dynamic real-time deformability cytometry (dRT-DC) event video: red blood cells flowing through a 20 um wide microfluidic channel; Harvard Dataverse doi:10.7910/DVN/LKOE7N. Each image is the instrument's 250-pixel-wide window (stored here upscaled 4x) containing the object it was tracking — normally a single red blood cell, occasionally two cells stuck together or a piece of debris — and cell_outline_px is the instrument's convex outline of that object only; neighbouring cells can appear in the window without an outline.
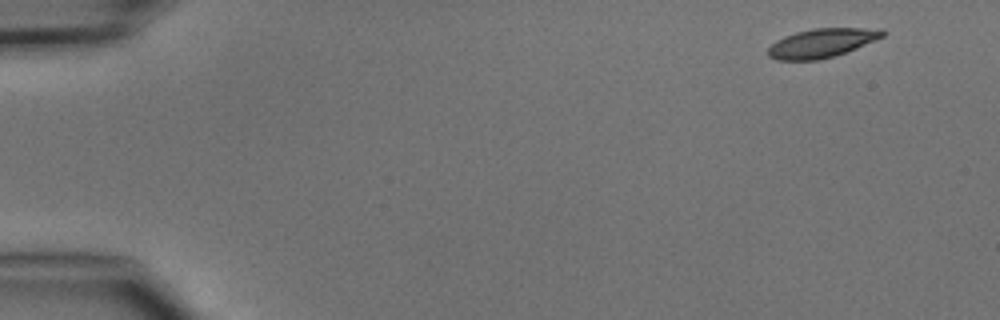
{"species": "common noctule bat (a hibernating species)", "species_latin": "Nyctalus noctula", "temperature_condition": "cold", "stored_images_in_passage": 5, "camera_frame_rate_fps": 3000, "um_per_image_px": 0.085, "animal": {"sex": "male", "body_mass_g": 15.6}, "frame": {"image": 1, "passage_image": 1, "time_ms": 0.0, "image_size_px": [1000, 320], "cell_outline_px": [[888, 32], [884, 36], [856, 48], [832, 56], [816, 60], [776, 60], [768, 56], [768, 48], [776, 40], [784, 36], [796, 32], [812, 28], [880, 28]], "centroid_in_image_um": [69.85, 3.64], "position_along_channel_um": 15.2, "area_um2": 19.25}}
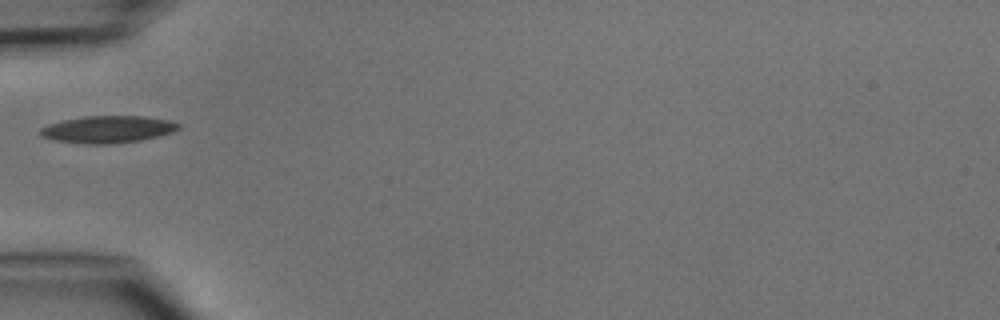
{"frame": {"image": 2, "passage_image": 4, "time_ms": 4.333, "image_size_px": [1000, 320], "cell_outline_px": [[180, 128], [172, 132], [140, 140], [108, 144], [84, 144], [56, 140], [40, 136], [40, 128], [48, 124], [64, 120], [84, 116], [144, 116], [168, 120], [180, 124]], "centroid_in_image_um": [9.14, 10.99], "position_along_channel_um": 75.9, "area_um2": 21.68}}